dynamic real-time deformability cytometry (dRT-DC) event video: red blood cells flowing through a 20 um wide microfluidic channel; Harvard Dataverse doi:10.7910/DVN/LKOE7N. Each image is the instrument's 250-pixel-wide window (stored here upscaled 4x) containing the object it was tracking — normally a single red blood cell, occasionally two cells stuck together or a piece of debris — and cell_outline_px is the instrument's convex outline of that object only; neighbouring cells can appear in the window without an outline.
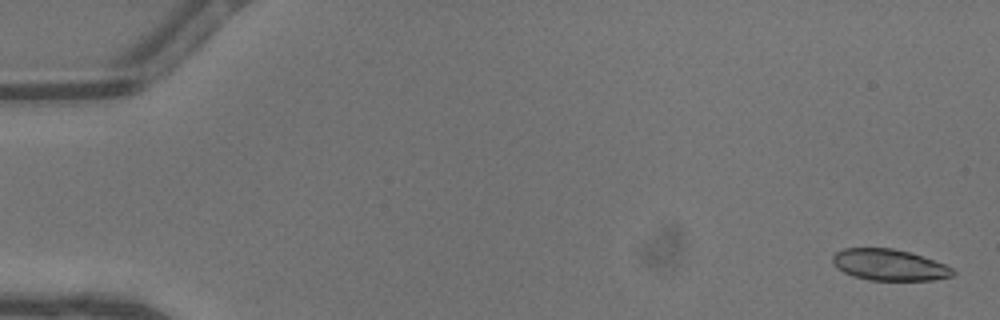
{"species": "common noctule bat (a hibernating species)", "species_latin": "Nyctalus noctula", "temperature_condition": "warm", "stored_images_in_passage": 46, "camera_frame_rate_fps": 3000, "um_per_image_px": 0.085, "animal": {"sex": "male", "body_mass_g": 13.3}, "frame": {"image": 1, "passage_image": 2, "time_ms": 0.333, "image_size_px": [1000, 320], "cell_outline_px": [[956, 272], [952, 276], [932, 280], [868, 280], [852, 276], [836, 268], [832, 264], [832, 256], [836, 252], [844, 248], [892, 248], [908, 252], [944, 264], [952, 268]], "centroid_in_image_um": [75.53, 22.52], "position_along_channel_um": 9.5, "area_um2": 21.85}}
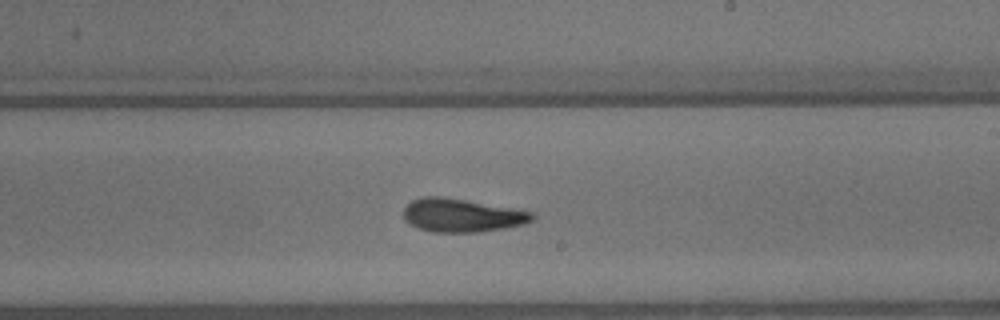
{"frame": {"image": 2, "passage_image": 28, "time_ms": 9.0, "image_size_px": [1000, 320], "cell_outline_px": [[536, 216], [532, 220], [524, 224], [504, 228], [476, 232], [432, 232], [416, 228], [404, 220], [404, 208], [412, 200], [420, 196], [440, 196], [536, 212]], "centroid_in_image_um": [39.24, 18.3], "position_along_channel_um": 249.8, "area_um2": 25.03}}
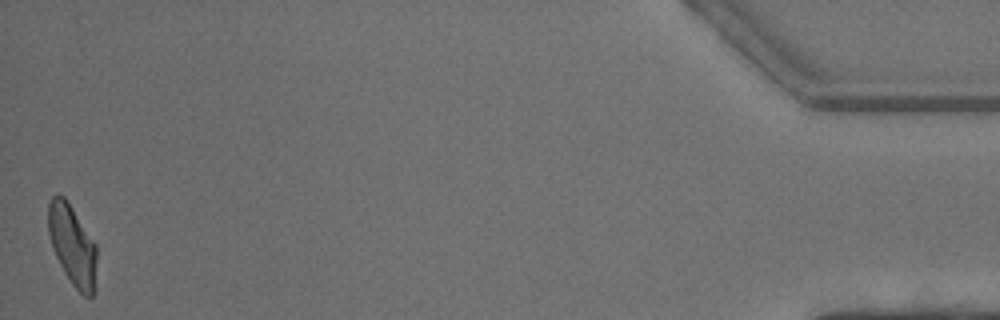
{"frame": {"image": 3, "passage_image": 46, "time_ms": 15.0, "image_size_px": [1000, 320], "cell_outline_px": [[96, 288], [92, 296], [88, 300], [72, 284], [64, 272], [52, 248], [48, 232], [48, 204], [52, 196], [64, 196], [96, 244]], "centroid_in_image_um": [6.16, 20.89], "position_along_channel_um": 429.0, "area_um2": 22.72}, "authors_computed_cell_mechanics": {"area_um2": 23.9292, "velocity_mm_per_s": 4.5731, "shape_relaxation_time_tau1_ms": 4.0114, "shape_relaxation_time_tau2_ms": 3.0248, "deformation_change_tau1": 0.1567, "deformation_change_tau2": 0.1247}}